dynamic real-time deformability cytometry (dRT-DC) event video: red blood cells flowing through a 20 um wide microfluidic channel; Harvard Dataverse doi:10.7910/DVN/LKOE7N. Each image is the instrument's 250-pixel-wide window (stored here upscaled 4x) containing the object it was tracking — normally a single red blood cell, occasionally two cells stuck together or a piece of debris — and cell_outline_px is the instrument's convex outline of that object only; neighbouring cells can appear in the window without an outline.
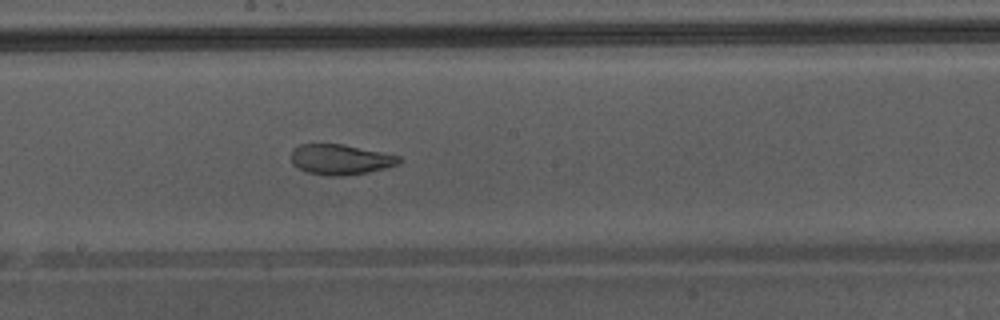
{"species": "Egyptian fruit bat (a non-hibernating species)", "species_latin": "Rousettus aegyptiacus", "temperature_condition": "warm", "stored_images_in_passage": 47, "camera_frame_rate_fps": 3000, "um_per_image_px": 0.085, "animal": {"sex": "male"}, "frame": {"image": 1, "passage_image": 27, "time_ms": 8.667, "image_size_px": [1000, 320], "cell_outline_px": [[404, 160], [396, 164], [384, 168], [368, 172], [344, 176], [328, 176], [308, 172], [292, 164], [288, 156], [292, 148], [300, 144], [340, 144], [400, 156]], "centroid_in_image_um": [28.87, 13.55], "position_along_channel_um": 219.3, "area_um2": 19.07}, "authors_computed_cell_mechanics": {"area_um2": 25.5476, "velocity_mm_per_s": 4.3622, "shape_relaxation_time_tau1_ms": null, "shape_relaxation_time_tau2_ms": 1.1368, "deformation_change_tau1": null, "deformation_change_tau2": 0.0821}}